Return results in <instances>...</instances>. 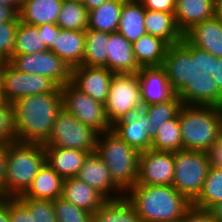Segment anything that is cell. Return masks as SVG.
Returning <instances> with one entry per match:
<instances>
[{
    "mask_svg": "<svg viewBox=\"0 0 222 222\" xmlns=\"http://www.w3.org/2000/svg\"><path fill=\"white\" fill-rule=\"evenodd\" d=\"M144 18L143 4L138 1L126 0L122 5L117 32L133 43L146 34Z\"/></svg>",
    "mask_w": 222,
    "mask_h": 222,
    "instance_id": "28",
    "label": "cell"
},
{
    "mask_svg": "<svg viewBox=\"0 0 222 222\" xmlns=\"http://www.w3.org/2000/svg\"><path fill=\"white\" fill-rule=\"evenodd\" d=\"M98 133L62 108L43 147H60L95 152Z\"/></svg>",
    "mask_w": 222,
    "mask_h": 222,
    "instance_id": "8",
    "label": "cell"
},
{
    "mask_svg": "<svg viewBox=\"0 0 222 222\" xmlns=\"http://www.w3.org/2000/svg\"><path fill=\"white\" fill-rule=\"evenodd\" d=\"M162 67L183 104L222 108V93L211 76L212 54L191 45L183 37L180 43L168 47Z\"/></svg>",
    "mask_w": 222,
    "mask_h": 222,
    "instance_id": "1",
    "label": "cell"
},
{
    "mask_svg": "<svg viewBox=\"0 0 222 222\" xmlns=\"http://www.w3.org/2000/svg\"><path fill=\"white\" fill-rule=\"evenodd\" d=\"M51 51L71 69L82 65L85 51V31L61 29Z\"/></svg>",
    "mask_w": 222,
    "mask_h": 222,
    "instance_id": "23",
    "label": "cell"
},
{
    "mask_svg": "<svg viewBox=\"0 0 222 222\" xmlns=\"http://www.w3.org/2000/svg\"><path fill=\"white\" fill-rule=\"evenodd\" d=\"M174 171V152L149 149L139 153L138 185L172 186Z\"/></svg>",
    "mask_w": 222,
    "mask_h": 222,
    "instance_id": "14",
    "label": "cell"
},
{
    "mask_svg": "<svg viewBox=\"0 0 222 222\" xmlns=\"http://www.w3.org/2000/svg\"><path fill=\"white\" fill-rule=\"evenodd\" d=\"M104 106L111 125L130 109L143 106L138 74H113Z\"/></svg>",
    "mask_w": 222,
    "mask_h": 222,
    "instance_id": "11",
    "label": "cell"
},
{
    "mask_svg": "<svg viewBox=\"0 0 222 222\" xmlns=\"http://www.w3.org/2000/svg\"><path fill=\"white\" fill-rule=\"evenodd\" d=\"M180 222H217L209 210L191 206L180 219Z\"/></svg>",
    "mask_w": 222,
    "mask_h": 222,
    "instance_id": "42",
    "label": "cell"
},
{
    "mask_svg": "<svg viewBox=\"0 0 222 222\" xmlns=\"http://www.w3.org/2000/svg\"><path fill=\"white\" fill-rule=\"evenodd\" d=\"M63 182L64 179L45 162L27 191L17 198L54 201L62 195Z\"/></svg>",
    "mask_w": 222,
    "mask_h": 222,
    "instance_id": "24",
    "label": "cell"
},
{
    "mask_svg": "<svg viewBox=\"0 0 222 222\" xmlns=\"http://www.w3.org/2000/svg\"><path fill=\"white\" fill-rule=\"evenodd\" d=\"M76 178L95 188L106 199L125 196V193L113 182L107 165L96 151L88 154Z\"/></svg>",
    "mask_w": 222,
    "mask_h": 222,
    "instance_id": "16",
    "label": "cell"
},
{
    "mask_svg": "<svg viewBox=\"0 0 222 222\" xmlns=\"http://www.w3.org/2000/svg\"><path fill=\"white\" fill-rule=\"evenodd\" d=\"M15 69L51 79L58 87L71 81V68L51 50L13 55L8 61Z\"/></svg>",
    "mask_w": 222,
    "mask_h": 222,
    "instance_id": "12",
    "label": "cell"
},
{
    "mask_svg": "<svg viewBox=\"0 0 222 222\" xmlns=\"http://www.w3.org/2000/svg\"><path fill=\"white\" fill-rule=\"evenodd\" d=\"M140 2L147 10L175 13L176 0H142Z\"/></svg>",
    "mask_w": 222,
    "mask_h": 222,
    "instance_id": "43",
    "label": "cell"
},
{
    "mask_svg": "<svg viewBox=\"0 0 222 222\" xmlns=\"http://www.w3.org/2000/svg\"><path fill=\"white\" fill-rule=\"evenodd\" d=\"M137 74L143 106L169 101L176 95L162 66L141 67Z\"/></svg>",
    "mask_w": 222,
    "mask_h": 222,
    "instance_id": "17",
    "label": "cell"
},
{
    "mask_svg": "<svg viewBox=\"0 0 222 222\" xmlns=\"http://www.w3.org/2000/svg\"><path fill=\"white\" fill-rule=\"evenodd\" d=\"M3 101L2 97H1V89H0V103Z\"/></svg>",
    "mask_w": 222,
    "mask_h": 222,
    "instance_id": "54",
    "label": "cell"
},
{
    "mask_svg": "<svg viewBox=\"0 0 222 222\" xmlns=\"http://www.w3.org/2000/svg\"><path fill=\"white\" fill-rule=\"evenodd\" d=\"M111 129L139 153L151 149L153 133L149 130L144 106L130 109L112 124Z\"/></svg>",
    "mask_w": 222,
    "mask_h": 222,
    "instance_id": "13",
    "label": "cell"
},
{
    "mask_svg": "<svg viewBox=\"0 0 222 222\" xmlns=\"http://www.w3.org/2000/svg\"><path fill=\"white\" fill-rule=\"evenodd\" d=\"M58 222H91L93 214L77 207L62 197L53 201Z\"/></svg>",
    "mask_w": 222,
    "mask_h": 222,
    "instance_id": "37",
    "label": "cell"
},
{
    "mask_svg": "<svg viewBox=\"0 0 222 222\" xmlns=\"http://www.w3.org/2000/svg\"><path fill=\"white\" fill-rule=\"evenodd\" d=\"M175 21L184 34L193 25L214 16V0H176Z\"/></svg>",
    "mask_w": 222,
    "mask_h": 222,
    "instance_id": "25",
    "label": "cell"
},
{
    "mask_svg": "<svg viewBox=\"0 0 222 222\" xmlns=\"http://www.w3.org/2000/svg\"><path fill=\"white\" fill-rule=\"evenodd\" d=\"M46 162L43 144L10 142L4 181V197H18L30 187Z\"/></svg>",
    "mask_w": 222,
    "mask_h": 222,
    "instance_id": "5",
    "label": "cell"
},
{
    "mask_svg": "<svg viewBox=\"0 0 222 222\" xmlns=\"http://www.w3.org/2000/svg\"><path fill=\"white\" fill-rule=\"evenodd\" d=\"M206 152L211 166L222 167V129L217 143Z\"/></svg>",
    "mask_w": 222,
    "mask_h": 222,
    "instance_id": "46",
    "label": "cell"
},
{
    "mask_svg": "<svg viewBox=\"0 0 222 222\" xmlns=\"http://www.w3.org/2000/svg\"><path fill=\"white\" fill-rule=\"evenodd\" d=\"M108 0H82V4L87 9V11H91L99 6H101L104 2Z\"/></svg>",
    "mask_w": 222,
    "mask_h": 222,
    "instance_id": "51",
    "label": "cell"
},
{
    "mask_svg": "<svg viewBox=\"0 0 222 222\" xmlns=\"http://www.w3.org/2000/svg\"><path fill=\"white\" fill-rule=\"evenodd\" d=\"M169 46L163 39L147 33L132 43L133 53L140 67L163 66Z\"/></svg>",
    "mask_w": 222,
    "mask_h": 222,
    "instance_id": "27",
    "label": "cell"
},
{
    "mask_svg": "<svg viewBox=\"0 0 222 222\" xmlns=\"http://www.w3.org/2000/svg\"><path fill=\"white\" fill-rule=\"evenodd\" d=\"M113 74L106 67L80 65L71 69L70 83L81 92L104 104Z\"/></svg>",
    "mask_w": 222,
    "mask_h": 222,
    "instance_id": "15",
    "label": "cell"
},
{
    "mask_svg": "<svg viewBox=\"0 0 222 222\" xmlns=\"http://www.w3.org/2000/svg\"><path fill=\"white\" fill-rule=\"evenodd\" d=\"M48 50L38 26L19 22L14 40L13 55L30 54Z\"/></svg>",
    "mask_w": 222,
    "mask_h": 222,
    "instance_id": "33",
    "label": "cell"
},
{
    "mask_svg": "<svg viewBox=\"0 0 222 222\" xmlns=\"http://www.w3.org/2000/svg\"><path fill=\"white\" fill-rule=\"evenodd\" d=\"M56 24L64 30L88 29V11L78 0H64Z\"/></svg>",
    "mask_w": 222,
    "mask_h": 222,
    "instance_id": "35",
    "label": "cell"
},
{
    "mask_svg": "<svg viewBox=\"0 0 222 222\" xmlns=\"http://www.w3.org/2000/svg\"><path fill=\"white\" fill-rule=\"evenodd\" d=\"M174 178L172 186L191 203L199 196L210 170L205 151L182 149L174 152Z\"/></svg>",
    "mask_w": 222,
    "mask_h": 222,
    "instance_id": "7",
    "label": "cell"
},
{
    "mask_svg": "<svg viewBox=\"0 0 222 222\" xmlns=\"http://www.w3.org/2000/svg\"><path fill=\"white\" fill-rule=\"evenodd\" d=\"M126 0H108L88 11V29L105 33L117 32L122 5Z\"/></svg>",
    "mask_w": 222,
    "mask_h": 222,
    "instance_id": "29",
    "label": "cell"
},
{
    "mask_svg": "<svg viewBox=\"0 0 222 222\" xmlns=\"http://www.w3.org/2000/svg\"><path fill=\"white\" fill-rule=\"evenodd\" d=\"M9 215L10 222H35V213H30L17 197H9Z\"/></svg>",
    "mask_w": 222,
    "mask_h": 222,
    "instance_id": "41",
    "label": "cell"
},
{
    "mask_svg": "<svg viewBox=\"0 0 222 222\" xmlns=\"http://www.w3.org/2000/svg\"><path fill=\"white\" fill-rule=\"evenodd\" d=\"M61 197L91 214H95L107 200L95 188L76 177L64 179Z\"/></svg>",
    "mask_w": 222,
    "mask_h": 222,
    "instance_id": "21",
    "label": "cell"
},
{
    "mask_svg": "<svg viewBox=\"0 0 222 222\" xmlns=\"http://www.w3.org/2000/svg\"><path fill=\"white\" fill-rule=\"evenodd\" d=\"M183 105L181 99L175 95L171 100L144 106L148 115L149 130L151 133L164 124L165 121L175 118Z\"/></svg>",
    "mask_w": 222,
    "mask_h": 222,
    "instance_id": "36",
    "label": "cell"
},
{
    "mask_svg": "<svg viewBox=\"0 0 222 222\" xmlns=\"http://www.w3.org/2000/svg\"><path fill=\"white\" fill-rule=\"evenodd\" d=\"M39 31H42L43 41L48 50H52L55 46V39L58 36L61 28L57 24H43L38 26Z\"/></svg>",
    "mask_w": 222,
    "mask_h": 222,
    "instance_id": "44",
    "label": "cell"
},
{
    "mask_svg": "<svg viewBox=\"0 0 222 222\" xmlns=\"http://www.w3.org/2000/svg\"><path fill=\"white\" fill-rule=\"evenodd\" d=\"M46 163L63 179L74 178L89 153L78 149L44 147Z\"/></svg>",
    "mask_w": 222,
    "mask_h": 222,
    "instance_id": "20",
    "label": "cell"
},
{
    "mask_svg": "<svg viewBox=\"0 0 222 222\" xmlns=\"http://www.w3.org/2000/svg\"><path fill=\"white\" fill-rule=\"evenodd\" d=\"M64 0H22L18 18L19 21L40 26L56 24Z\"/></svg>",
    "mask_w": 222,
    "mask_h": 222,
    "instance_id": "22",
    "label": "cell"
},
{
    "mask_svg": "<svg viewBox=\"0 0 222 222\" xmlns=\"http://www.w3.org/2000/svg\"><path fill=\"white\" fill-rule=\"evenodd\" d=\"M62 107L82 124L89 126L98 134L109 131L111 124L107 118L104 104L81 92L70 82L60 88Z\"/></svg>",
    "mask_w": 222,
    "mask_h": 222,
    "instance_id": "10",
    "label": "cell"
},
{
    "mask_svg": "<svg viewBox=\"0 0 222 222\" xmlns=\"http://www.w3.org/2000/svg\"><path fill=\"white\" fill-rule=\"evenodd\" d=\"M174 14L145 9L146 33L163 39L169 45L180 43L183 39V33L176 24Z\"/></svg>",
    "mask_w": 222,
    "mask_h": 222,
    "instance_id": "26",
    "label": "cell"
},
{
    "mask_svg": "<svg viewBox=\"0 0 222 222\" xmlns=\"http://www.w3.org/2000/svg\"><path fill=\"white\" fill-rule=\"evenodd\" d=\"M109 33L87 29L82 65L107 68Z\"/></svg>",
    "mask_w": 222,
    "mask_h": 222,
    "instance_id": "31",
    "label": "cell"
},
{
    "mask_svg": "<svg viewBox=\"0 0 222 222\" xmlns=\"http://www.w3.org/2000/svg\"><path fill=\"white\" fill-rule=\"evenodd\" d=\"M128 1H138V2H140V1H142V0H128Z\"/></svg>",
    "mask_w": 222,
    "mask_h": 222,
    "instance_id": "55",
    "label": "cell"
},
{
    "mask_svg": "<svg viewBox=\"0 0 222 222\" xmlns=\"http://www.w3.org/2000/svg\"><path fill=\"white\" fill-rule=\"evenodd\" d=\"M57 87L46 76L27 74L18 71L8 62L0 63L1 97L6 102L13 103L21 97L52 93Z\"/></svg>",
    "mask_w": 222,
    "mask_h": 222,
    "instance_id": "9",
    "label": "cell"
},
{
    "mask_svg": "<svg viewBox=\"0 0 222 222\" xmlns=\"http://www.w3.org/2000/svg\"><path fill=\"white\" fill-rule=\"evenodd\" d=\"M222 201V167L211 166L204 181L199 196L192 206L209 210L213 205Z\"/></svg>",
    "mask_w": 222,
    "mask_h": 222,
    "instance_id": "34",
    "label": "cell"
},
{
    "mask_svg": "<svg viewBox=\"0 0 222 222\" xmlns=\"http://www.w3.org/2000/svg\"><path fill=\"white\" fill-rule=\"evenodd\" d=\"M20 6H0V23L5 22H20L18 11Z\"/></svg>",
    "mask_w": 222,
    "mask_h": 222,
    "instance_id": "47",
    "label": "cell"
},
{
    "mask_svg": "<svg viewBox=\"0 0 222 222\" xmlns=\"http://www.w3.org/2000/svg\"><path fill=\"white\" fill-rule=\"evenodd\" d=\"M183 37L193 46L222 58V21L216 17L193 25Z\"/></svg>",
    "mask_w": 222,
    "mask_h": 222,
    "instance_id": "18",
    "label": "cell"
},
{
    "mask_svg": "<svg viewBox=\"0 0 222 222\" xmlns=\"http://www.w3.org/2000/svg\"><path fill=\"white\" fill-rule=\"evenodd\" d=\"M95 151L107 165L113 182L124 193L137 184L139 152L112 129L98 134Z\"/></svg>",
    "mask_w": 222,
    "mask_h": 222,
    "instance_id": "6",
    "label": "cell"
},
{
    "mask_svg": "<svg viewBox=\"0 0 222 222\" xmlns=\"http://www.w3.org/2000/svg\"><path fill=\"white\" fill-rule=\"evenodd\" d=\"M16 141L14 127V110L10 102L0 103V143Z\"/></svg>",
    "mask_w": 222,
    "mask_h": 222,
    "instance_id": "39",
    "label": "cell"
},
{
    "mask_svg": "<svg viewBox=\"0 0 222 222\" xmlns=\"http://www.w3.org/2000/svg\"><path fill=\"white\" fill-rule=\"evenodd\" d=\"M19 22L0 23V61L8 62L13 56L14 40Z\"/></svg>",
    "mask_w": 222,
    "mask_h": 222,
    "instance_id": "40",
    "label": "cell"
},
{
    "mask_svg": "<svg viewBox=\"0 0 222 222\" xmlns=\"http://www.w3.org/2000/svg\"><path fill=\"white\" fill-rule=\"evenodd\" d=\"M107 68L114 74L137 73L141 68L134 56L132 42L118 32L109 33Z\"/></svg>",
    "mask_w": 222,
    "mask_h": 222,
    "instance_id": "19",
    "label": "cell"
},
{
    "mask_svg": "<svg viewBox=\"0 0 222 222\" xmlns=\"http://www.w3.org/2000/svg\"><path fill=\"white\" fill-rule=\"evenodd\" d=\"M211 76L214 78V81L222 93V58L214 56V68Z\"/></svg>",
    "mask_w": 222,
    "mask_h": 222,
    "instance_id": "48",
    "label": "cell"
},
{
    "mask_svg": "<svg viewBox=\"0 0 222 222\" xmlns=\"http://www.w3.org/2000/svg\"><path fill=\"white\" fill-rule=\"evenodd\" d=\"M214 17L222 21V0H214Z\"/></svg>",
    "mask_w": 222,
    "mask_h": 222,
    "instance_id": "52",
    "label": "cell"
},
{
    "mask_svg": "<svg viewBox=\"0 0 222 222\" xmlns=\"http://www.w3.org/2000/svg\"><path fill=\"white\" fill-rule=\"evenodd\" d=\"M29 210L35 213V222H58L53 200L18 198Z\"/></svg>",
    "mask_w": 222,
    "mask_h": 222,
    "instance_id": "38",
    "label": "cell"
},
{
    "mask_svg": "<svg viewBox=\"0 0 222 222\" xmlns=\"http://www.w3.org/2000/svg\"><path fill=\"white\" fill-rule=\"evenodd\" d=\"M125 197L142 222H180L192 203L170 185L135 184Z\"/></svg>",
    "mask_w": 222,
    "mask_h": 222,
    "instance_id": "3",
    "label": "cell"
},
{
    "mask_svg": "<svg viewBox=\"0 0 222 222\" xmlns=\"http://www.w3.org/2000/svg\"><path fill=\"white\" fill-rule=\"evenodd\" d=\"M178 115L183 149L206 152L219 140L222 108L183 104Z\"/></svg>",
    "mask_w": 222,
    "mask_h": 222,
    "instance_id": "4",
    "label": "cell"
},
{
    "mask_svg": "<svg viewBox=\"0 0 222 222\" xmlns=\"http://www.w3.org/2000/svg\"><path fill=\"white\" fill-rule=\"evenodd\" d=\"M209 211L217 222H222V201L213 205Z\"/></svg>",
    "mask_w": 222,
    "mask_h": 222,
    "instance_id": "50",
    "label": "cell"
},
{
    "mask_svg": "<svg viewBox=\"0 0 222 222\" xmlns=\"http://www.w3.org/2000/svg\"><path fill=\"white\" fill-rule=\"evenodd\" d=\"M12 105L16 141L44 144L63 108L62 93L57 87L52 93L21 97Z\"/></svg>",
    "mask_w": 222,
    "mask_h": 222,
    "instance_id": "2",
    "label": "cell"
},
{
    "mask_svg": "<svg viewBox=\"0 0 222 222\" xmlns=\"http://www.w3.org/2000/svg\"><path fill=\"white\" fill-rule=\"evenodd\" d=\"M9 143H0V196L4 197V181L8 162Z\"/></svg>",
    "mask_w": 222,
    "mask_h": 222,
    "instance_id": "45",
    "label": "cell"
},
{
    "mask_svg": "<svg viewBox=\"0 0 222 222\" xmlns=\"http://www.w3.org/2000/svg\"><path fill=\"white\" fill-rule=\"evenodd\" d=\"M151 149L165 152H177L183 149L179 115L155 129Z\"/></svg>",
    "mask_w": 222,
    "mask_h": 222,
    "instance_id": "32",
    "label": "cell"
},
{
    "mask_svg": "<svg viewBox=\"0 0 222 222\" xmlns=\"http://www.w3.org/2000/svg\"><path fill=\"white\" fill-rule=\"evenodd\" d=\"M91 222H142L132 203L125 197L107 199L93 214Z\"/></svg>",
    "mask_w": 222,
    "mask_h": 222,
    "instance_id": "30",
    "label": "cell"
},
{
    "mask_svg": "<svg viewBox=\"0 0 222 222\" xmlns=\"http://www.w3.org/2000/svg\"><path fill=\"white\" fill-rule=\"evenodd\" d=\"M22 0H0V6H20Z\"/></svg>",
    "mask_w": 222,
    "mask_h": 222,
    "instance_id": "53",
    "label": "cell"
},
{
    "mask_svg": "<svg viewBox=\"0 0 222 222\" xmlns=\"http://www.w3.org/2000/svg\"><path fill=\"white\" fill-rule=\"evenodd\" d=\"M0 222H10L9 197L0 200Z\"/></svg>",
    "mask_w": 222,
    "mask_h": 222,
    "instance_id": "49",
    "label": "cell"
}]
</instances>
